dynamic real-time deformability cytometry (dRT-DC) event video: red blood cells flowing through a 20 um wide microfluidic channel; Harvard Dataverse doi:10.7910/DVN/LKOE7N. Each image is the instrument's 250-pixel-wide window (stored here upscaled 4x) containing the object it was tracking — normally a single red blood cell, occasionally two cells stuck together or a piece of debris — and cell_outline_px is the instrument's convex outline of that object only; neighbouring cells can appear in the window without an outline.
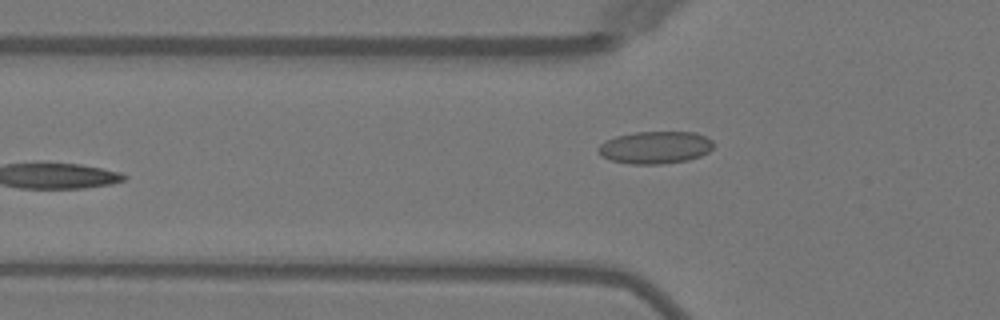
{"species": "Egyptian fruit bat (a non-hibernating species)", "species_latin": "Rousettus aegyptiacus", "temperature_condition": "warm", "stored_images_in_passage": 6, "camera_frame_rate_fps": 3000, "um_per_image_px": 0.085, "animal": {"sex": "female"}, "frame": {"image": 1, "passage_image": 6, "time_ms": 6.667, "image_size_px": [1000, 320], "cell_outline_px": [[712, 148], [708, 152], [700, 156], [688, 160], [660, 164], [632, 164], [612, 160], [600, 156], [596, 152], [596, 148], [604, 140], [616, 136], [636, 132], [696, 132], [712, 140]], "centroid_in_image_um": [55.65, 12.53], "position_along_channel_um": 70.2, "area_um2": 21.85}}